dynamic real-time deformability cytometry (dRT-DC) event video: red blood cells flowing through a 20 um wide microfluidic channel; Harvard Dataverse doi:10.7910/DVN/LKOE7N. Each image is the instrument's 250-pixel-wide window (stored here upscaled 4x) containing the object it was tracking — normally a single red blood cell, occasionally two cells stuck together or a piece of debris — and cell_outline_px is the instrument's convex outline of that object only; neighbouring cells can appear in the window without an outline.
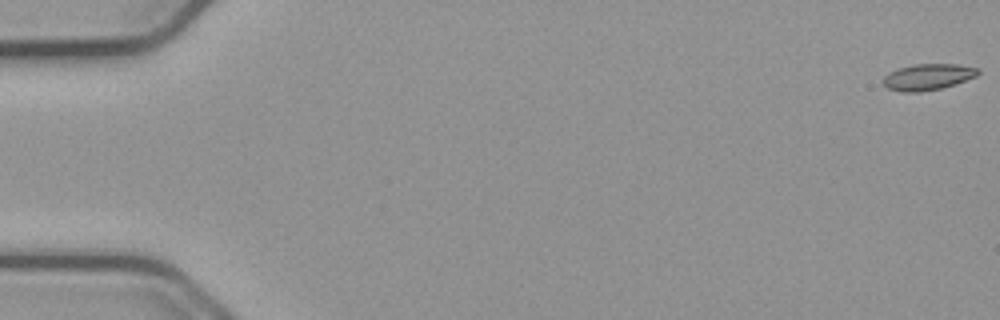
{"species": "common noctule bat (a hibernating species)", "species_latin": "Nyctalus noctula", "temperature_condition": "cold", "stored_images_in_passage": 18, "camera_frame_rate_fps": 3000, "um_per_image_px": 0.085, "animal": {"sex": "male", "body_mass_g": 23.1, "forearm_length_mm": 52.7}, "frame": {"image": 1, "passage_image": 1, "time_ms": 0.0, "image_size_px": [1000, 320], "cell_outline_px": [[980, 72], [976, 76], [956, 84], [940, 88], [920, 92], [900, 92], [888, 88], [880, 80], [888, 72], [912, 64], [960, 64], [980, 68]], "centroid_in_image_um": [78.86, 6.53], "position_along_channel_um": 6.1, "area_um2": 14.68}}
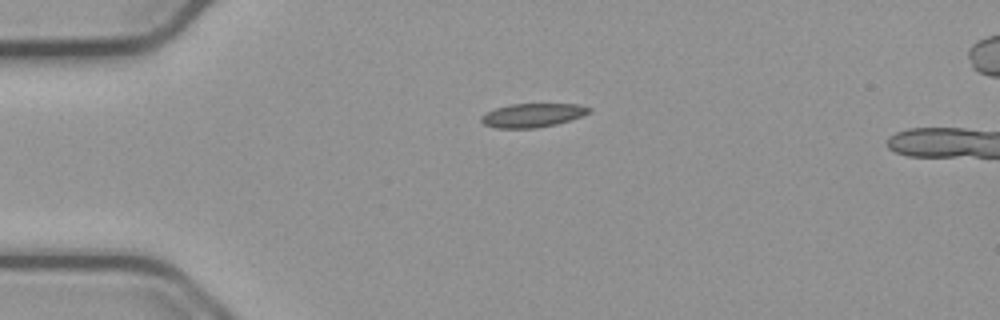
{"frame": {"image": 2, "passage_image": 14, "time_ms": 4.333, "image_size_px": [1000, 320], "cell_outline_px": [[592, 108], [588, 112], [580, 116], [556, 124], [536, 128], [496, 128], [484, 124], [480, 120], [480, 116], [496, 108], [508, 104], [580, 104]], "centroid_in_image_um": [45.23, 9.79], "position_along_channel_um": 39.8, "area_um2": 14.8}}